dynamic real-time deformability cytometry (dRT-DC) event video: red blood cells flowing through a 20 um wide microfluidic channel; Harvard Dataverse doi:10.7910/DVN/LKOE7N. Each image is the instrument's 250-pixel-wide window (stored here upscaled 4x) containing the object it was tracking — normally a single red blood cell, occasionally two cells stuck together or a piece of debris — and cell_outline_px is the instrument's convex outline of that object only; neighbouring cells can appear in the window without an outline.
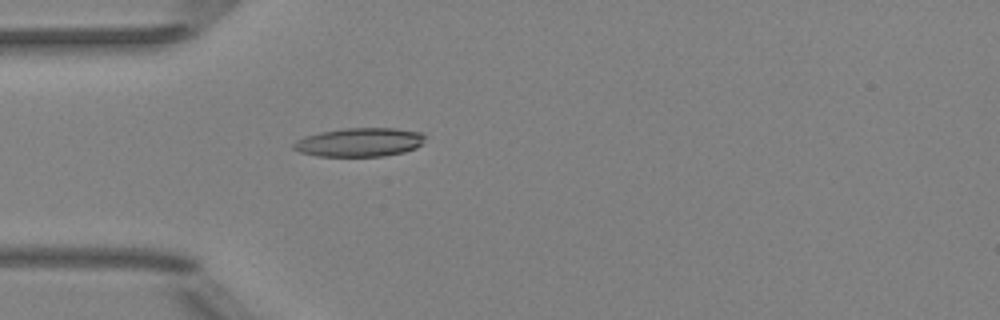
{"species": "Egyptian fruit bat (a non-hibernating species)", "species_latin": "Rousettus aegyptiacus", "temperature_condition": "room temperature", "stored_images_in_passage": 2, "camera_frame_rate_fps": 3000, "um_per_image_px": 0.085, "animal": {"sex": "female"}, "frame": {"image": 1, "passage_image": 2, "time_ms": 1.0, "image_size_px": [1000, 320], "cell_outline_px": [[424, 140], [416, 148], [404, 152], [384, 156], [320, 156], [300, 152], [292, 148], [292, 144], [296, 140], [304, 136], [320, 132], [344, 128], [396, 128], [424, 132]], "centroid_in_image_um": [30.56, 12.08], "position_along_channel_um": 54.4, "area_um2": 22.14}}